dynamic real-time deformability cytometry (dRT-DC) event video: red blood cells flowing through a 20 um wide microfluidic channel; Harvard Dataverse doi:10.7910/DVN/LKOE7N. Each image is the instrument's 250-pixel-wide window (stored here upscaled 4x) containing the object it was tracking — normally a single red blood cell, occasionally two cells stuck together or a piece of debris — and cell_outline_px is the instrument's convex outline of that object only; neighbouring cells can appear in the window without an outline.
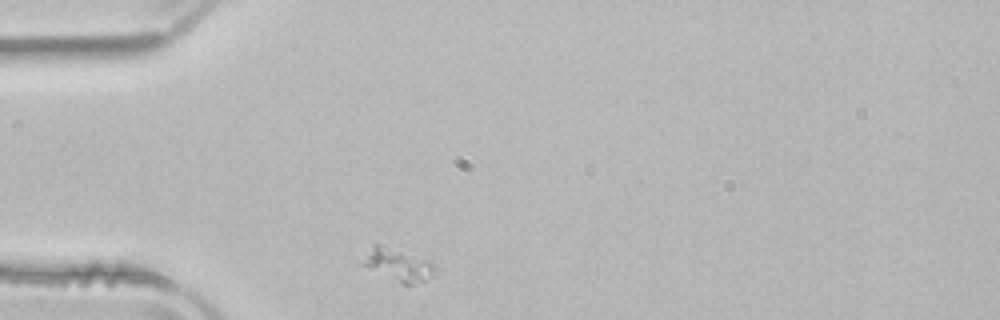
{"species": "common noctule bat (a hibernating species)", "species_latin": "Nyctalus noctula", "temperature_condition": "room temperature", "stored_images_in_passage": 30, "camera_frame_rate_fps": 3000, "um_per_image_px": 0.085, "animal": {"sex": "male", "body_mass_g": 21.5, "forearm_length_mm": 52.0}, "frame": {"image": 1, "passage_image": 1, "time_ms": 0.0, "image_size_px": [1000, 320], "cell_outline_px": [[440, 268], [432, 276], [424, 280], [412, 284], [404, 284], [368, 268], [360, 264], [372, 244], [380, 244], [428, 260], [436, 264]], "centroid_in_image_um": [33.88, 22.5], "position_along_channel_um": 51.1, "area_um2": 13.47}}
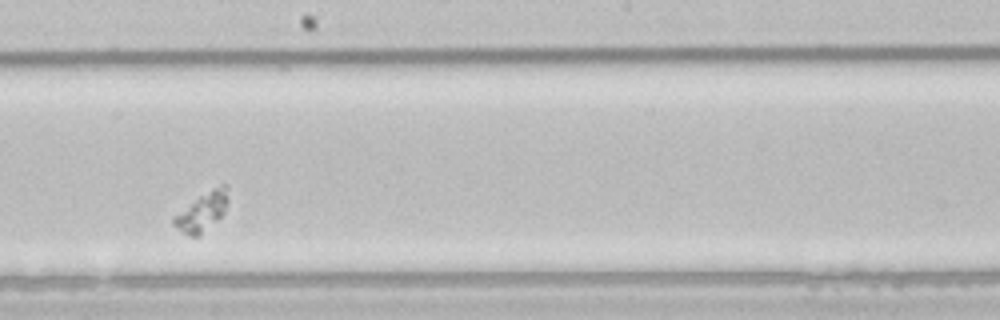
{"frame": {"image": 2, "passage_image": 17, "time_ms": 5.333, "image_size_px": [1000, 320], "cell_outline_px": [[228, 200], [224, 212], [200, 236], [188, 236], [180, 232], [172, 224], [172, 216], [200, 196], [212, 188], [220, 184], [228, 184]], "centroid_in_image_um": [17.17, 18.0], "position_along_channel_um": 231.0, "area_um2": 12.25}}
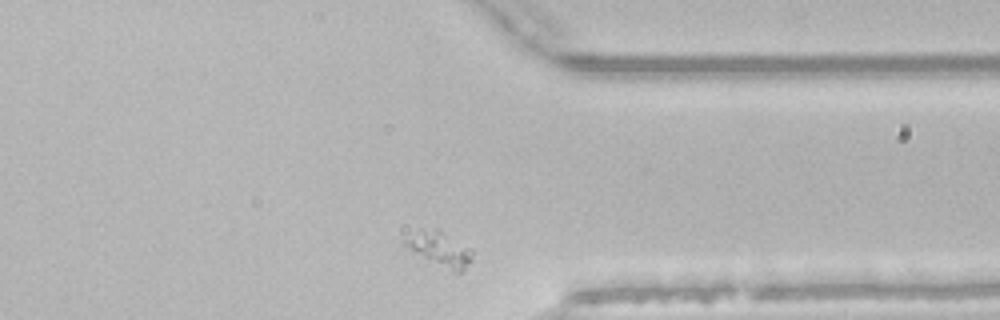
{"frame": {"image": 3, "passage_image": 29, "time_ms": 9.333, "image_size_px": [1000, 320], "cell_outline_px": [[472, 260], [464, 272], [456, 272], [408, 248], [404, 244], [404, 240], [420, 228], [440, 228], [472, 248]], "centroid_in_image_um": [37.47, 21.1], "position_along_channel_um": 373.9, "area_um2": 13.35}}